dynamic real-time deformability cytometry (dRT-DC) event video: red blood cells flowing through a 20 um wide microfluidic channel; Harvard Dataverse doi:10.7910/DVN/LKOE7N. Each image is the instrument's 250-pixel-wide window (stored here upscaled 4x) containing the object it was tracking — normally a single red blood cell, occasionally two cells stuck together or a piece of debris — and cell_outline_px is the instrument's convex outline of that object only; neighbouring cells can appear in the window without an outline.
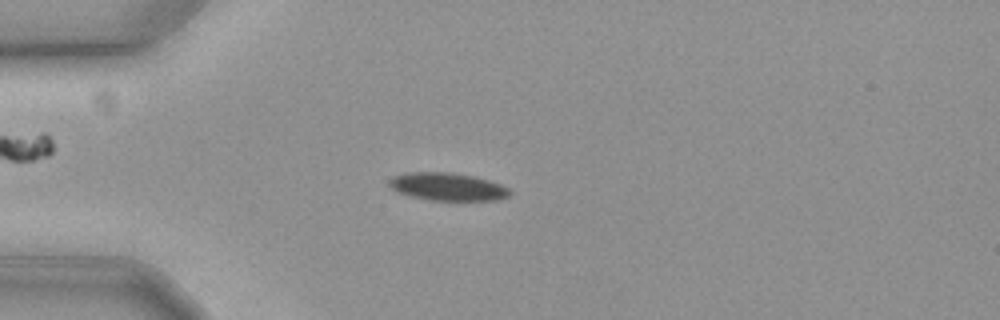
{"species": "common noctule bat (a hibernating species)", "species_latin": "Nyctalus noctula", "temperature_condition": "cold", "stored_images_in_passage": 10, "camera_frame_rate_fps": 3000, "um_per_image_px": 0.085, "animal": {"sex": "female", "body_mass_g": 19.3, "forearm_length_mm": 54.1}, "frame": {"image": 1, "passage_image": 6, "time_ms": 1.667, "image_size_px": [1000, 320], "cell_outline_px": [[512, 192], [508, 196], [500, 200], [428, 200], [396, 192], [388, 184], [388, 180], [392, 176], [408, 172], [448, 172], [476, 176], [500, 184], [508, 188]], "centroid_in_image_um": [38.03, 15.86], "position_along_channel_um": 47.0, "area_um2": 19.65}}